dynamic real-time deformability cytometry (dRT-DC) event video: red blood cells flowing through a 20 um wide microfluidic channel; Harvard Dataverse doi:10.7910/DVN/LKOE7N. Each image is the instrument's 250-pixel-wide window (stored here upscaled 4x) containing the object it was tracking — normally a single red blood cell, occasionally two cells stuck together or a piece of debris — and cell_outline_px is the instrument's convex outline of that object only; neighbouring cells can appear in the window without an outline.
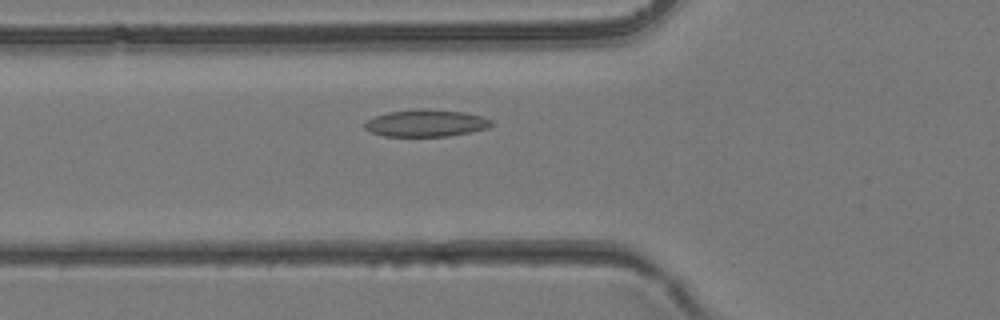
{"species": "common noctule bat (a hibernating species)", "species_latin": "Nyctalus noctula", "temperature_condition": "room temperature", "stored_images_in_passage": 32, "camera_frame_rate_fps": 3000, "um_per_image_px": 0.085, "animal": {"sex": "female", "body_mass_g": 24.6, "forearm_length_mm": 56.2}, "frame": {"image": 1, "passage_image": 10, "time_ms": 3.0, "image_size_px": [1000, 320], "cell_outline_px": [[492, 124], [488, 128], [472, 132], [448, 136], [384, 136], [372, 132], [364, 128], [364, 120], [372, 116], [388, 112], [420, 108], [424, 108], [464, 112], [480, 116], [492, 120]], "centroid_in_image_um": [36.17, 10.46], "position_along_channel_um": 89.6, "area_um2": 20.17}}
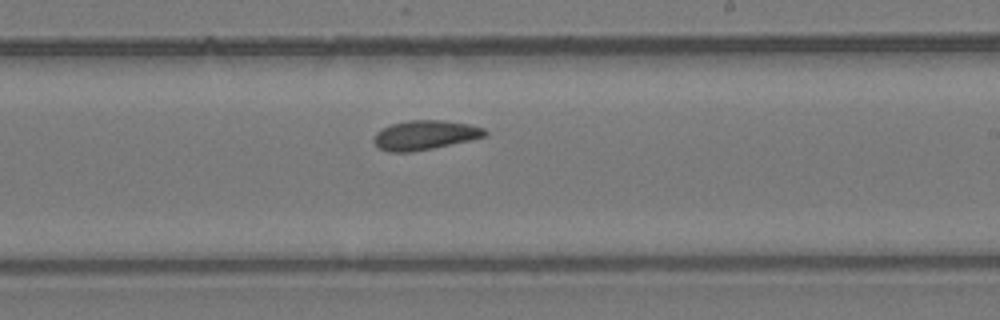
{"frame": {"image": 2, "passage_image": 19, "time_ms": 6.0, "image_size_px": [1000, 320], "cell_outline_px": [[488, 136], [472, 140], [412, 152], [388, 152], [380, 148], [372, 140], [376, 132], [392, 124], [408, 120], [444, 120], [468, 124], [484, 128], [488, 132]], "centroid_in_image_um": [36.15, 11.48], "position_along_channel_um": 252.9, "area_um2": 19.07}}
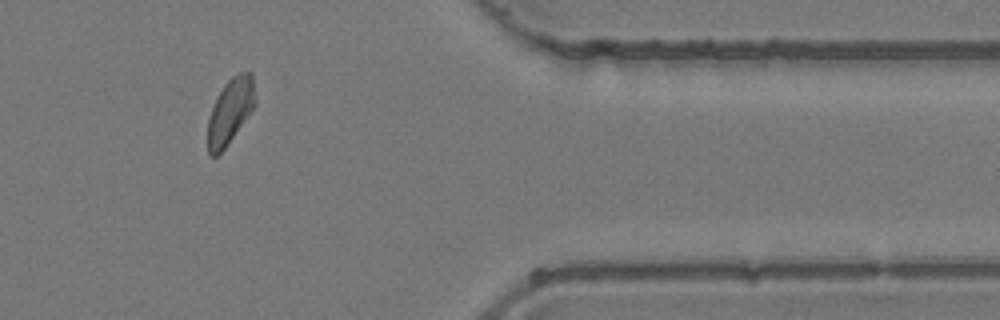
{"frame": {"image": 3, "passage_image": 28, "time_ms": 9.0, "image_size_px": [1000, 320], "cell_outline_px": [[256, 104], [224, 148], [216, 156], [212, 156], [208, 152], [208, 120], [212, 108], [224, 84], [232, 76], [240, 72], [252, 72], [256, 96]], "centroid_in_image_um": [19.59, 9.4], "position_along_channel_um": 391.8, "area_um2": 17.69}}